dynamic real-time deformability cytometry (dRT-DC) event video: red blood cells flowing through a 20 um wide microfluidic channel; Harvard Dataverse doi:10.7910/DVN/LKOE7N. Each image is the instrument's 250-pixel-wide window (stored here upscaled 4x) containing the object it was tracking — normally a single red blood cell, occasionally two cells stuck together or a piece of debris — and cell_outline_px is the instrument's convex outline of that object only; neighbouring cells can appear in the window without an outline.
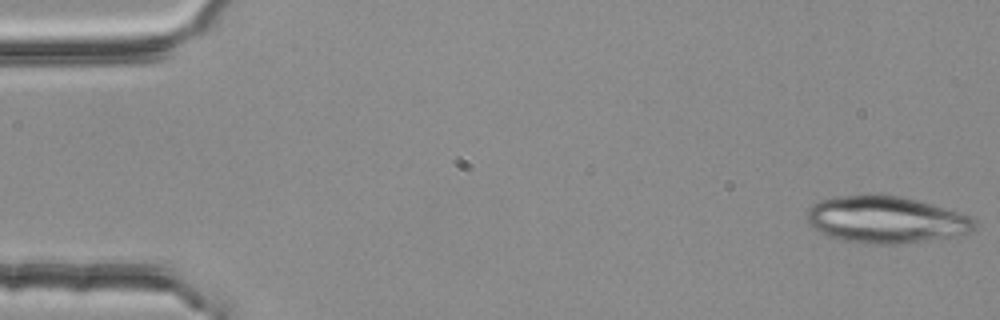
{"species": "common noctule bat (a hibernating species)", "species_latin": "Nyctalus noctula", "temperature_condition": "room temperature", "stored_images_in_passage": 17, "camera_frame_rate_fps": 3000, "um_per_image_px": 0.085, "animal": {"sex": "female", "body_mass_g": 25.1}, "frame": {"image": 1, "passage_image": 1, "time_ms": 0.0, "image_size_px": [1000, 320], "cell_outline_px": [[972, 232], [964, 236], [892, 244], [888, 244], [844, 240], [832, 236], [816, 228], [808, 220], [808, 212], [812, 204], [820, 200], [836, 196], [900, 196], [916, 200], [944, 208], [968, 216], [972, 220]], "centroid_in_image_um": [75.34, 18.67], "position_along_channel_um": 9.7, "area_um2": 44.33}}